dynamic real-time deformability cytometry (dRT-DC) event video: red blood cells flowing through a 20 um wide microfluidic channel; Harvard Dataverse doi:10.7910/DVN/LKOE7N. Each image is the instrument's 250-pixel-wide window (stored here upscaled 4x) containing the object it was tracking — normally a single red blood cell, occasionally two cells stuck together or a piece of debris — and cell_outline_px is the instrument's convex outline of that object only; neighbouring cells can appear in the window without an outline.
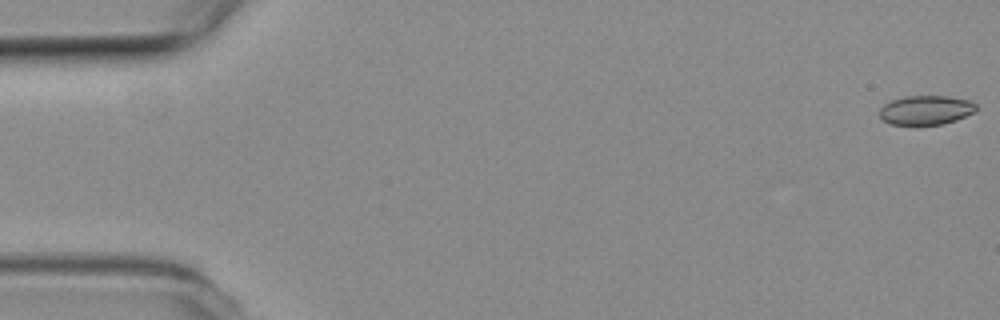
{"species": "common noctule bat (a hibernating species)", "species_latin": "Nyctalus noctula", "temperature_condition": "room temperature", "stored_images_in_passage": 54, "camera_frame_rate_fps": 3000, "um_per_image_px": 0.085, "animal": {"sex": "female", "body_mass_g": 19.3, "forearm_length_mm": 54.1}, "frame": {"image": 1, "passage_image": 1, "time_ms": 0.0, "image_size_px": [1000, 320], "cell_outline_px": [[976, 112], [956, 120], [944, 124], [916, 128], [912, 128], [892, 124], [880, 120], [880, 108], [884, 104], [892, 100], [904, 96], [948, 96], [972, 100], [976, 104]], "centroid_in_image_um": [78.69, 9.41], "position_along_channel_um": 6.3, "area_um2": 17.4}}
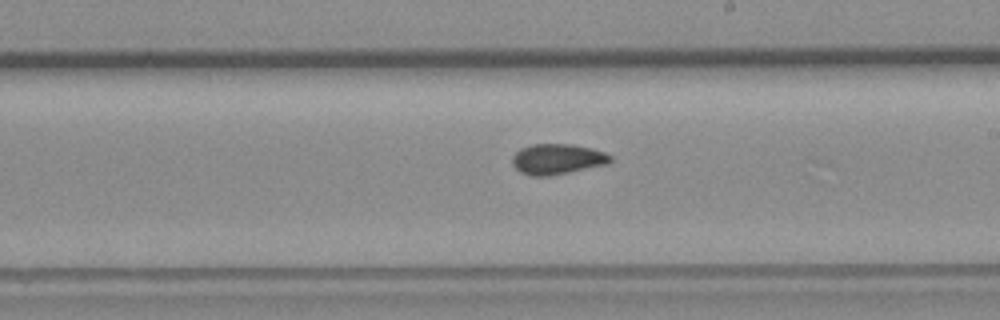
{"frame": {"image": 2, "passage_image": 31, "time_ms": 10.0, "image_size_px": [1000, 320], "cell_outline_px": [[612, 160], [608, 164], [548, 176], [532, 176], [520, 172], [512, 164], [512, 156], [520, 148], [532, 144], [572, 144], [592, 148], [604, 152], [612, 156]], "centroid_in_image_um": [47.36, 13.51], "position_along_channel_um": 241.6, "area_um2": 17.46}}
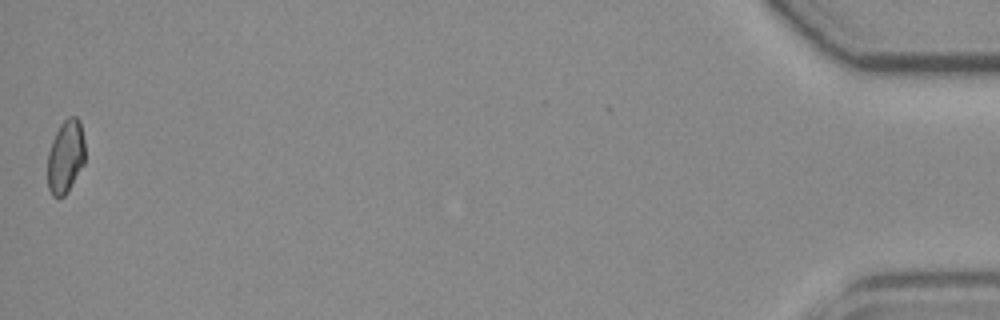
{"frame": {"image": 3, "passage_image": 54, "time_ms": 17.667, "image_size_px": [1000, 320], "cell_outline_px": [[84, 164], [64, 196], [52, 196], [48, 188], [48, 152], [52, 140], [60, 124], [68, 116], [76, 116], [80, 120], [84, 140]], "centroid_in_image_um": [5.57, 13.27], "position_along_channel_um": 429.6, "area_um2": 15.9}, "authors_computed_cell_mechanics": {"area_um2": 17.1666, "velocity_mm_per_s": 3.8043, "shape_relaxation_time_tau1_ms": null, "shape_relaxation_time_tau2_ms": 5.8774, "deformation_change_tau1": null, "deformation_change_tau2": 0.0778}}